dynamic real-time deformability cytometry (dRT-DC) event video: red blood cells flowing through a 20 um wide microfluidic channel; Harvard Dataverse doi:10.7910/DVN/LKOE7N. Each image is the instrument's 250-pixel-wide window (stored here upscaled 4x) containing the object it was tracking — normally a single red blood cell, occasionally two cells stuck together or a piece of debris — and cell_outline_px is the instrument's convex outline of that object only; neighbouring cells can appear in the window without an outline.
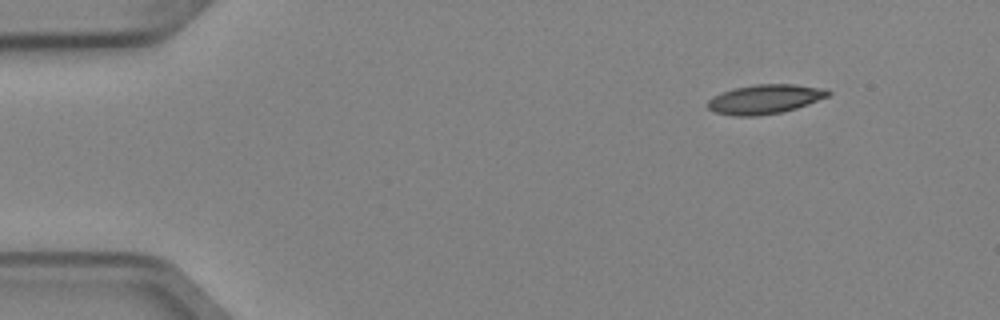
{"species": "Egyptian fruit bat (a non-hibernating species)", "species_latin": "Rousettus aegyptiacus", "temperature_condition": "cold", "stored_images_in_passage": 4, "camera_frame_rate_fps": 3000, "um_per_image_px": 0.085, "animal": {"sex": "female"}, "frame": {"image": 1, "passage_image": 1, "time_ms": 0.0, "image_size_px": [1000, 320], "cell_outline_px": [[832, 92], [828, 96], [808, 104], [796, 108], [780, 112], [756, 116], [732, 116], [716, 112], [708, 108], [708, 100], [712, 96], [736, 88], [756, 84], [792, 84], [828, 88]], "centroid_in_image_um": [65.05, 8.42], "position_along_channel_um": 20.0, "area_um2": 20.46}}
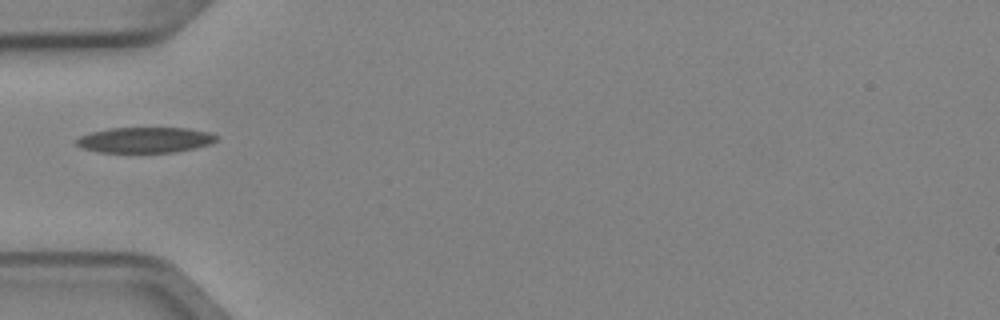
{"frame": {"image": 2, "passage_image": 4, "time_ms": 1.0, "image_size_px": [1000, 320], "cell_outline_px": [[216, 140], [212, 144], [196, 148], [176, 152], [100, 152], [84, 148], [76, 144], [76, 140], [80, 136], [92, 132], [108, 128], [188, 128], [208, 132], [216, 136]], "centroid_in_image_um": [12.35, 11.89], "position_along_channel_um": 72.6, "area_um2": 20.75}}